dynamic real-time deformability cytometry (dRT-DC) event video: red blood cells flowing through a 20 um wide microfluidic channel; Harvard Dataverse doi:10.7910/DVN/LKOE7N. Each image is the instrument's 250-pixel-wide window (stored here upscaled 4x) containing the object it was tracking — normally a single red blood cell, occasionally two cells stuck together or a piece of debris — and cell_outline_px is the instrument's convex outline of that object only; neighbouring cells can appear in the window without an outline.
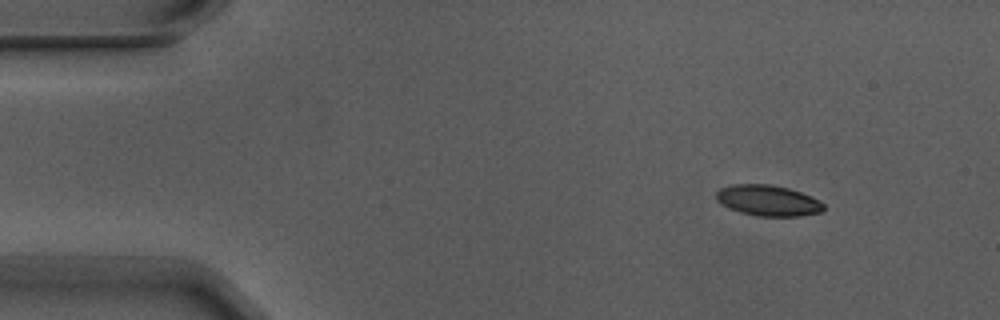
{"species": "Egyptian fruit bat (a non-hibernating species)", "species_latin": "Rousettus aegyptiacus", "temperature_condition": "warm", "stored_images_in_passage": 6, "segment_of_instrument_passage": [1, 2], "camera_frame_rate_fps": 3000, "um_per_image_px": 0.085, "animal": {"sex": "male"}, "frame": {"image": 1, "passage_image": 2, "time_ms": 0.333, "image_size_px": [1000, 320], "cell_outline_px": [[824, 208], [820, 212], [800, 216], [756, 216], [740, 212], [728, 208], [720, 204], [716, 200], [716, 192], [720, 188], [732, 184], [768, 184], [788, 188], [800, 192], [824, 204]], "centroid_in_image_um": [65.21, 17.04], "position_along_channel_um": 19.8, "area_um2": 19.19}}